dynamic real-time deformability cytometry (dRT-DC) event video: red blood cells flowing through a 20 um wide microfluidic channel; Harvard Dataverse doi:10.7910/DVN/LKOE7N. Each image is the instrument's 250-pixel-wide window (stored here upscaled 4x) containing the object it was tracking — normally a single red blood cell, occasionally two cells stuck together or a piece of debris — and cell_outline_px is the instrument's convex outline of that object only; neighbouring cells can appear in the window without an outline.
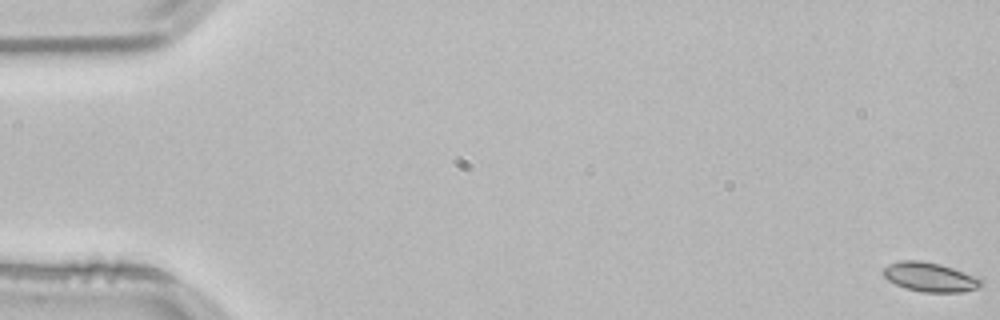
{"species": "common noctule bat (a hibernating species)", "species_latin": "Nyctalus noctula", "temperature_condition": "room temperature", "stored_images_in_passage": 22, "camera_frame_rate_fps": 3000, "um_per_image_px": 0.085, "animal": {"sex": "male", "body_mass_g": 21.5, "forearm_length_mm": 52.0}, "frame": {"image": 1, "passage_image": 1, "time_ms": 0.0, "image_size_px": [1000, 320], "cell_outline_px": [[984, 284], [976, 288], [964, 292], [924, 292], [904, 288], [888, 280], [880, 272], [888, 264], [900, 260], [920, 260], [940, 264], [952, 268], [984, 280]], "centroid_in_image_um": [79.01, 23.55], "position_along_channel_um": 6.0, "area_um2": 16.7}}
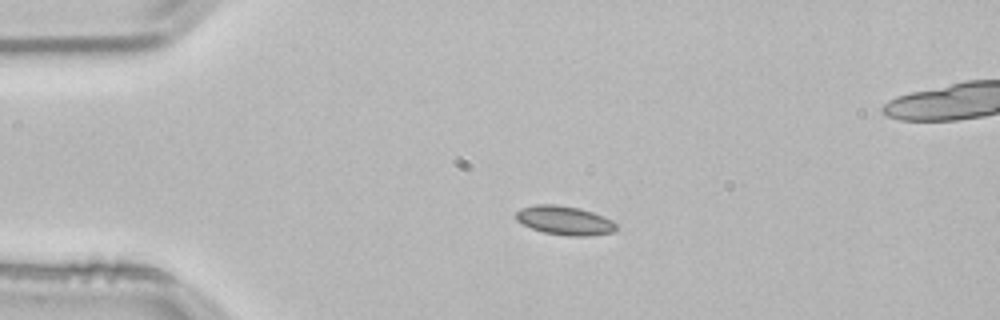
{"frame": {"image": 2, "passage_image": 13, "time_ms": 4.0, "image_size_px": [1000, 320], "cell_outline_px": [[616, 228], [612, 232], [584, 236], [568, 236], [544, 232], [532, 228], [516, 220], [516, 212], [520, 208], [536, 204], [556, 204], [580, 208], [592, 212], [612, 220], [616, 224]], "centroid_in_image_um": [47.97, 18.72], "position_along_channel_um": 37.0, "area_um2": 16.76}}